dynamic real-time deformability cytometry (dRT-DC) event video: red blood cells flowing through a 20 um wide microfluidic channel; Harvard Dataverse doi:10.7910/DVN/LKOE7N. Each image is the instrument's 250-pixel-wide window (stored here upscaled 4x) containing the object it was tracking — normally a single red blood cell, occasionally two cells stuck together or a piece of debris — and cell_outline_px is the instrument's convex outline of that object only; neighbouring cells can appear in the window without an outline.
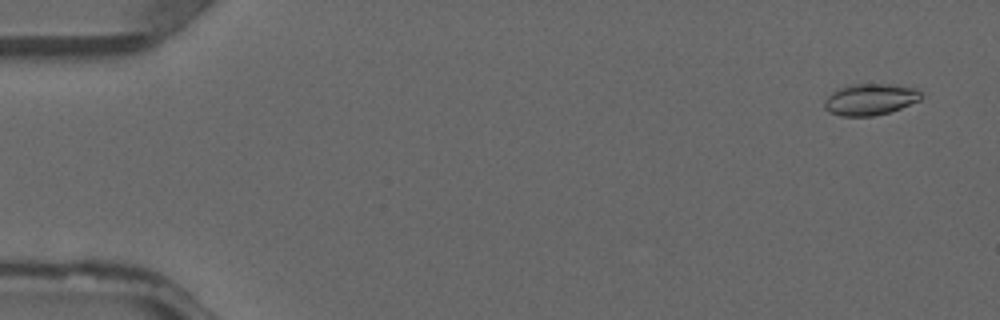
{"species": "common noctule bat (a hibernating species)", "species_latin": "Nyctalus noctula", "temperature_condition": "warm", "stored_images_in_passage": 5, "camera_frame_rate_fps": 3000, "um_per_image_px": 0.085, "animal": {"sex": "male", "forearm_length_mm": 52.5}, "frame": {"image": 1, "passage_image": 1, "time_ms": 0.0, "image_size_px": [1000, 320], "cell_outline_px": [[924, 96], [920, 100], [900, 108], [888, 112], [872, 116], [840, 116], [828, 112], [824, 108], [824, 100], [836, 88], [848, 84], [892, 84], [916, 88], [924, 92]], "centroid_in_image_um": [73.96, 8.43], "position_along_channel_um": 11.0, "area_um2": 18.03}}
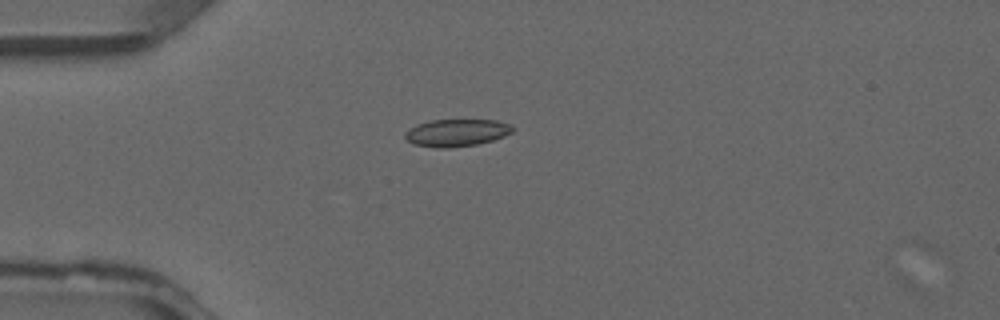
{"frame": {"image": 2, "passage_image": 4, "time_ms": 1.0, "image_size_px": [1000, 320], "cell_outline_px": [[512, 132], [504, 136], [492, 140], [476, 144], [448, 148], [436, 148], [412, 144], [404, 136], [404, 132], [416, 124], [432, 120], [496, 120], [508, 124], [512, 128]], "centroid_in_image_um": [38.75, 11.28], "position_along_channel_um": 46.2, "area_um2": 16.99}}